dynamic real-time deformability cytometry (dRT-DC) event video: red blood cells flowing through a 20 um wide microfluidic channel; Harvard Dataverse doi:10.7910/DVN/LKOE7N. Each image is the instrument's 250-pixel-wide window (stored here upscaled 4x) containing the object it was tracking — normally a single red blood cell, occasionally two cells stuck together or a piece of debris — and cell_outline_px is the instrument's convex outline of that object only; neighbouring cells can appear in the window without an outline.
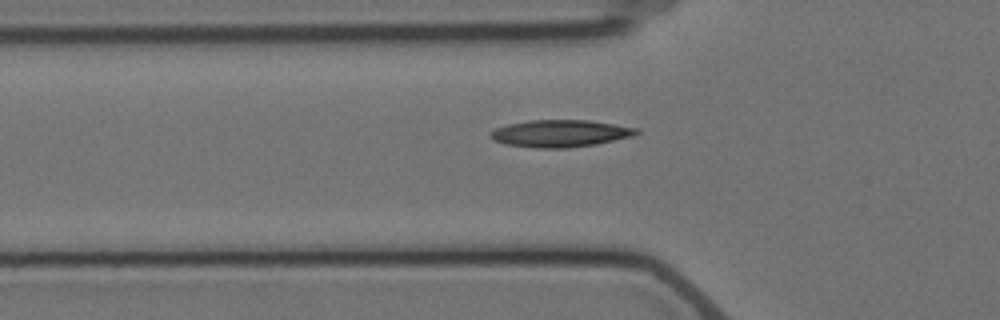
{"species": "Egyptian fruit bat (a non-hibernating species)", "species_latin": "Rousettus aegyptiacus", "temperature_condition": "cold", "stored_images_in_passage": 7, "segment_of_instrument_passage": [2, 2], "camera_frame_rate_fps": 3000, "um_per_image_px": 0.085, "animal": {"sex": "female"}, "frame": {"image": 1, "passage_image": 7, "time_ms": 7.0, "image_size_px": [1000, 320], "cell_outline_px": [[640, 132], [632, 136], [596, 144], [568, 148], [536, 148], [504, 144], [492, 140], [488, 136], [496, 128], [508, 124], [528, 120], [588, 120], [640, 128]], "centroid_in_image_um": [47.61, 11.34], "position_along_channel_um": 78.2, "area_um2": 23.18}}